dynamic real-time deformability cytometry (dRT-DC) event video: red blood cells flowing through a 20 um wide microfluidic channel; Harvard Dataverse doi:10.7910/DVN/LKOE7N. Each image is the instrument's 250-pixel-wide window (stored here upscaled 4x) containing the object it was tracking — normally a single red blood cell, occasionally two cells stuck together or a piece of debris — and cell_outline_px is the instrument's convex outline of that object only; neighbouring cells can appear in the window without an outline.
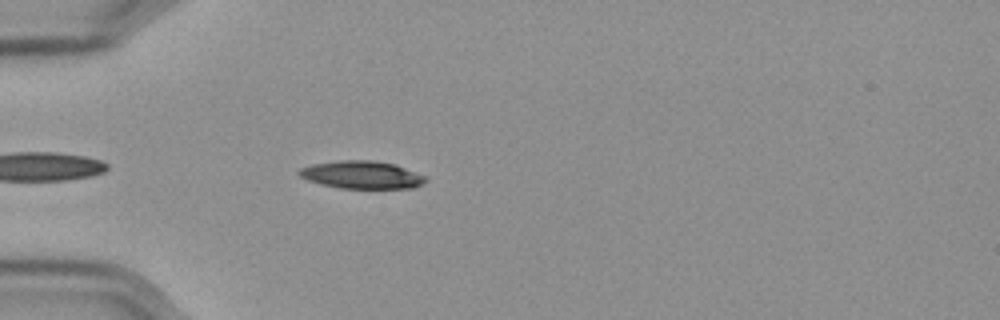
{"species": "Egyptian fruit bat (a non-hibernating species)", "species_latin": "Rousettus aegyptiacus", "temperature_condition": "cold", "stored_images_in_passage": 44, "camera_frame_rate_fps": 3000, "um_per_image_px": 0.085, "frame": {"image": 1, "passage_image": 4, "time_ms": 1.0, "image_size_px": [1000, 320], "cell_outline_px": [[428, 180], [424, 184], [412, 188], [340, 188], [308, 180], [300, 176], [296, 172], [300, 168], [312, 164], [340, 160], [372, 160], [396, 164], [428, 176]], "centroid_in_image_um": [30.82, 14.85], "position_along_channel_um": 54.2, "area_um2": 20.58}}
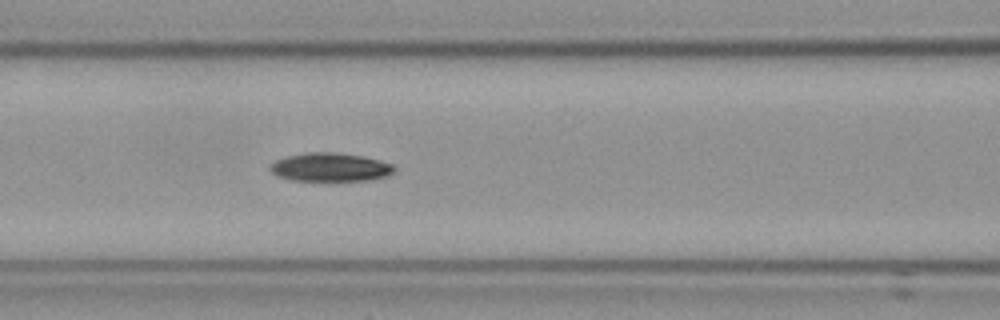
{"frame": {"image": 2, "passage_image": 12, "time_ms": 3.667, "image_size_px": [1000, 320], "cell_outline_px": [[396, 168], [388, 176], [368, 180], [292, 180], [276, 176], [268, 168], [276, 160], [288, 156], [308, 152], [332, 152], [360, 156], [380, 160], [392, 164]], "centroid_in_image_um": [28.06, 14.21], "position_along_channel_um": 138.5, "area_um2": 20.4}}
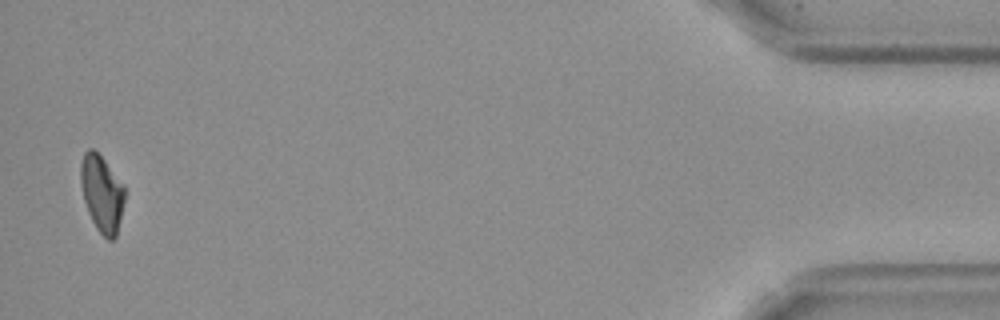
{"frame": {"image": 3, "passage_image": 43, "time_ms": 14.0, "image_size_px": [1000, 320], "cell_outline_px": [[124, 200], [116, 236], [112, 240], [108, 240], [96, 228], [88, 212], [84, 200], [80, 180], [80, 164], [84, 152], [88, 148], [92, 148], [104, 160], [124, 184]], "centroid_in_image_um": [8.64, 16.43], "position_along_channel_um": 426.6, "area_um2": 19.48}, "authors_computed_cell_mechanics": {"area_um2": 20.4034, "velocity_mm_per_s": 3.5775, "shape_relaxation_time_tau1_ms": 6.9825, "shape_relaxation_time_tau2_ms": null, "deformation_change_tau1": 0.152, "deformation_change_tau2": null}}